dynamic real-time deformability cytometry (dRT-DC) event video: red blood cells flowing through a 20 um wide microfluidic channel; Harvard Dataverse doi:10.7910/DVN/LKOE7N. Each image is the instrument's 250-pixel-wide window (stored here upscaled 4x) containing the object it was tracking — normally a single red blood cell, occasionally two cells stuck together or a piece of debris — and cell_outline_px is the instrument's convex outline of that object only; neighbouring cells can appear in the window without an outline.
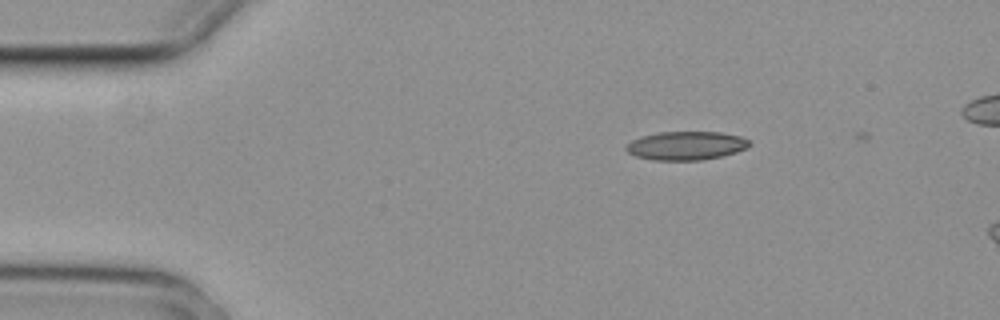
{"species": "common noctule bat (a hibernating species)", "species_latin": "Nyctalus noctula", "temperature_condition": "cold", "stored_images_in_passage": 3, "camera_frame_rate_fps": 3000, "um_per_image_px": 0.085, "animal": {"sex": "female", "body_mass_g": 29.2, "forearm_length_mm": 56.3}, "frame": {"image": 1, "passage_image": 2, "time_ms": 0.333, "image_size_px": [1000, 320], "cell_outline_px": [[752, 144], [748, 148], [736, 152], [720, 156], [700, 160], [652, 160], [636, 156], [628, 152], [624, 148], [624, 144], [632, 140], [644, 136], [660, 132], [720, 132], [740, 136], [748, 140]], "centroid_in_image_um": [58.31, 12.38], "position_along_channel_um": 26.7, "area_um2": 20.52}}